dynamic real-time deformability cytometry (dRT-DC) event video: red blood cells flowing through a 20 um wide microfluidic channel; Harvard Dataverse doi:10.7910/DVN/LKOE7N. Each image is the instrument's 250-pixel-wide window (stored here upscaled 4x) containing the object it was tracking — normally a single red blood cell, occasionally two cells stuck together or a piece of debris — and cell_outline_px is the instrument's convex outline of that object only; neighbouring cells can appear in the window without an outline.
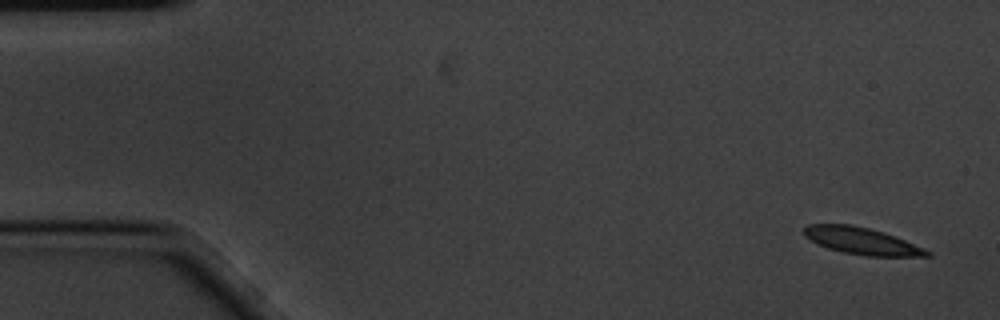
{"species": "common noctule bat (a hibernating species)", "species_latin": "Nyctalus noctula", "temperature_condition": "cold", "stored_images_in_passage": 4, "camera_frame_rate_fps": 3000, "um_per_image_px": 0.085, "animal": {"sex": "male", "body_mass_g": 20.1, "forearm_length_mm": 53.5}, "frame": {"image": 1, "passage_image": 1, "time_ms": 0.0, "image_size_px": [1000, 320], "cell_outline_px": [[932, 256], [864, 256], [844, 252], [828, 248], [816, 244], [804, 236], [804, 228], [808, 224], [852, 224], [868, 228], [904, 240], [924, 248], [932, 252]], "centroid_in_image_um": [73.21, 20.49], "position_along_channel_um": 11.8, "area_um2": 19.07}}
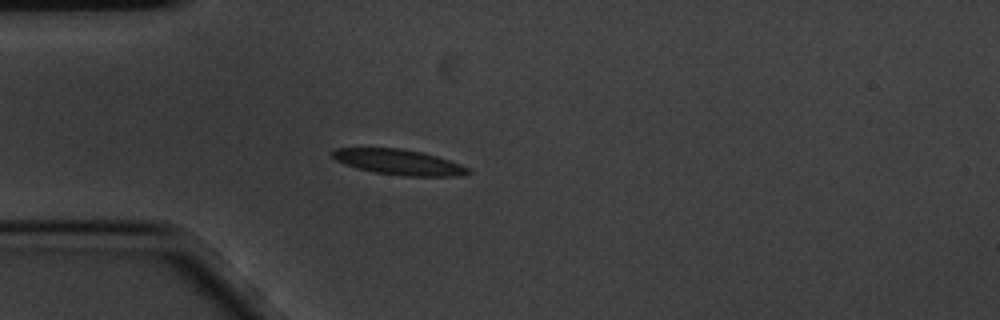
{"frame": {"image": 2, "passage_image": 4, "time_ms": 1.0, "image_size_px": [1000, 320], "cell_outline_px": [[472, 172], [464, 176], [404, 176], [376, 172], [356, 168], [344, 164], [336, 160], [332, 156], [332, 148], [400, 148], [424, 152], [460, 164], [468, 168]], "centroid_in_image_um": [33.9, 13.78], "position_along_channel_um": 51.1, "area_um2": 20.11}}